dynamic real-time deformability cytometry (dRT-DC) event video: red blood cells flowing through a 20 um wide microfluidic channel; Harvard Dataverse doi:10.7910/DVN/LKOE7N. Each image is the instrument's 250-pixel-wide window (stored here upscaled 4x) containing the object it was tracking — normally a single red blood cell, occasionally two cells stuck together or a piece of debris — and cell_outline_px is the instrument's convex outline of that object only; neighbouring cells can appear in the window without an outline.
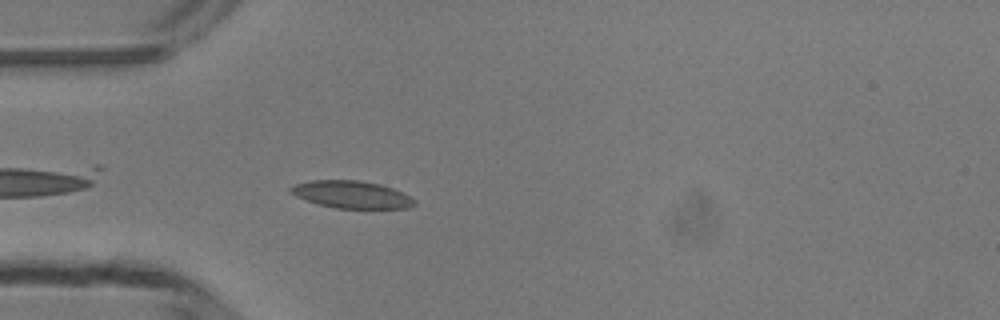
{"species": "common noctule bat (a hibernating species)", "species_latin": "Nyctalus noctula", "temperature_condition": "room temperature", "stored_images_in_passage": 36, "camera_frame_rate_fps": 3000, "um_per_image_px": 0.085, "animal": {"sex": "male", "body_mass_g": 13.3}, "frame": {"image": 1, "passage_image": 3, "time_ms": 0.667, "image_size_px": [1000, 320], "cell_outline_px": [[416, 204], [408, 208], [336, 208], [320, 204], [296, 196], [288, 192], [288, 188], [292, 184], [312, 180], [360, 180], [380, 184], [392, 188], [416, 200]], "centroid_in_image_um": [29.85, 16.52], "position_along_channel_um": 55.2, "area_um2": 19.65}}
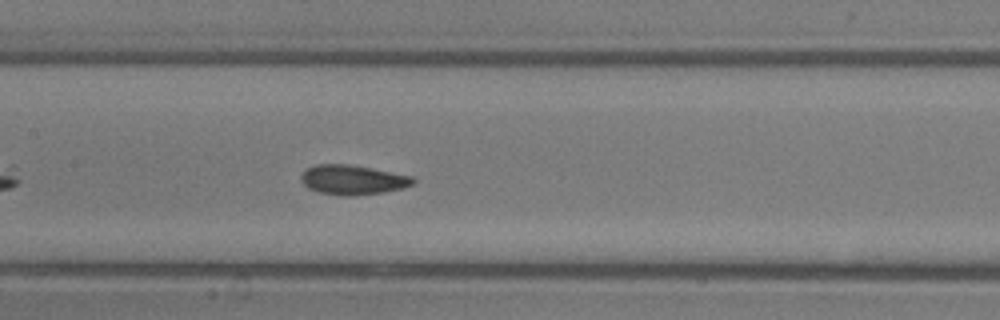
{"frame": {"image": 2, "passage_image": 12, "time_ms": 3.667, "image_size_px": [1000, 320], "cell_outline_px": [[416, 180], [412, 184], [404, 188], [384, 192], [352, 196], [344, 196], [320, 192], [308, 188], [300, 180], [300, 176], [308, 168], [316, 164], [348, 164], [372, 168], [412, 176]], "centroid_in_image_um": [29.99, 15.28], "position_along_channel_um": 177.4, "area_um2": 19.31}}
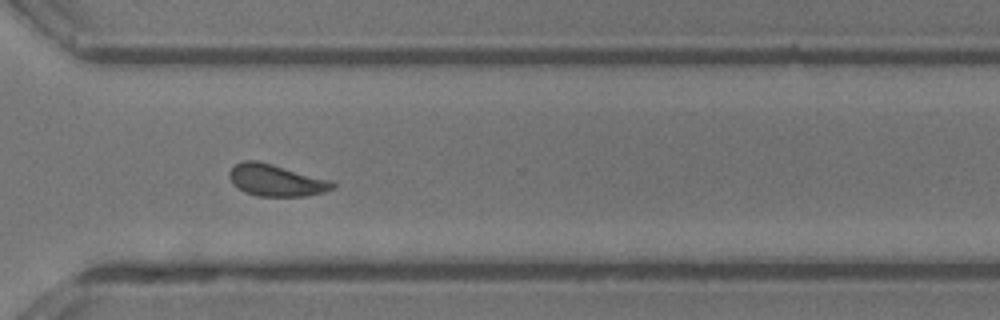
{"frame": {"image": 3, "passage_image": 24, "time_ms": 7.667, "image_size_px": [1000, 320], "cell_outline_px": [[336, 188], [324, 192], [304, 196], [256, 196], [244, 192], [232, 184], [228, 176], [228, 172], [236, 164], [244, 160], [256, 160], [272, 164], [332, 180], [336, 184]], "centroid_in_image_um": [23.47, 15.33], "position_along_channel_um": 347.1, "area_um2": 19.31}, "authors_computed_cell_mechanics": {"area_um2": 19.2185, "velocity_mm_per_s": 4.2573, "shape_relaxation_time_tau1_ms": 5.011, "shape_relaxation_time_tau2_ms": 2.3477, "deformation_change_tau1": 0.1189, "deformation_change_tau2": 0.0771}}